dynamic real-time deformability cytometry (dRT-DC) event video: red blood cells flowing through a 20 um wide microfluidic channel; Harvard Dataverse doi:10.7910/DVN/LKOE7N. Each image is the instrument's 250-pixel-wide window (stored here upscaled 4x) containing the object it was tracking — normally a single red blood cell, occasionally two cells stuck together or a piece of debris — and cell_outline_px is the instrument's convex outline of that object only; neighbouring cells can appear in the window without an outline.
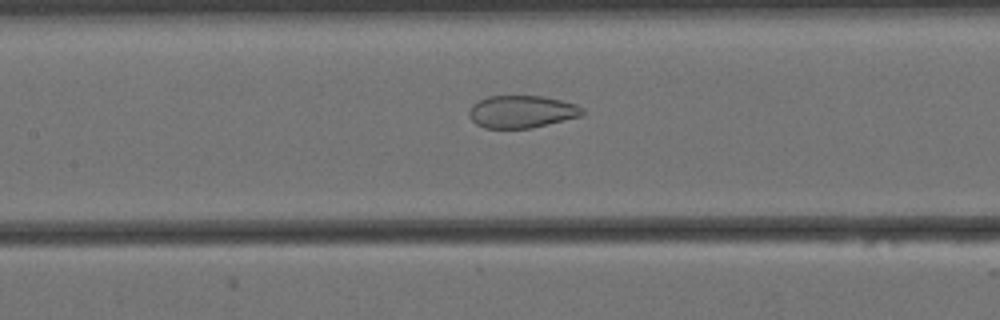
{"species": "Egyptian fruit bat (a non-hibernating species)", "species_latin": "Rousettus aegyptiacus", "temperature_condition": "cold", "stored_images_in_passage": 57, "camera_frame_rate_fps": 3000, "um_per_image_px": 0.085, "animal": {"sex": "female"}, "frame": {"image": 1, "passage_image": 25, "time_ms": 8.0, "image_size_px": [1000, 320], "cell_outline_px": [[584, 112], [580, 116], [532, 128], [484, 128], [476, 124], [472, 120], [468, 112], [472, 104], [488, 96], [544, 96], [576, 104], [584, 108]], "centroid_in_image_um": [44.34, 9.49], "position_along_channel_um": 163.1, "area_um2": 21.39}}
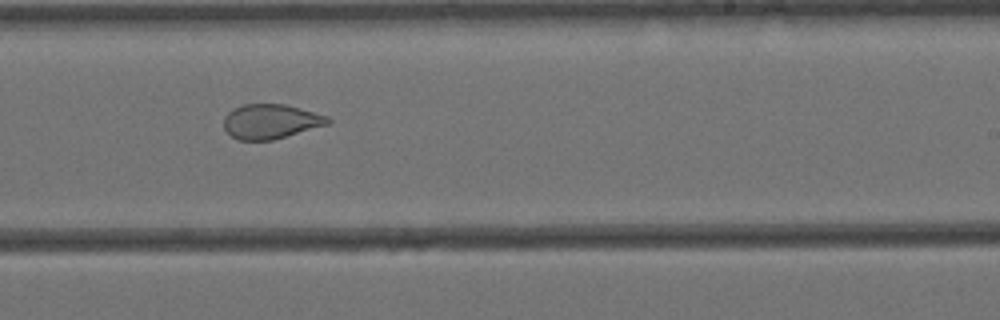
{"frame": {"image": 2, "passage_image": 34, "time_ms": 11.0, "image_size_px": [1000, 320], "cell_outline_px": [[332, 120], [328, 124], [272, 140], [240, 140], [232, 136], [224, 128], [224, 116], [232, 108], [244, 104], [284, 104], [300, 108], [328, 116]], "centroid_in_image_um": [22.99, 10.31], "position_along_channel_um": 266.0, "area_um2": 20.87}}
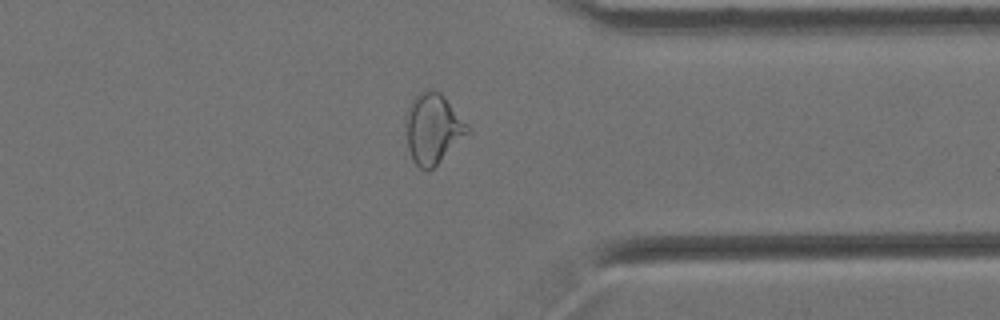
{"frame": {"image": 3, "passage_image": 44, "time_ms": 14.333, "image_size_px": [1000, 320], "cell_outline_px": [[468, 132], [428, 172], [420, 168], [412, 160], [408, 148], [404, 120], [404, 116], [412, 100], [424, 88], [432, 88], [440, 92], [444, 96], [468, 124]], "centroid_in_image_um": [36.74, 10.88], "position_along_channel_um": 374.7, "area_um2": 25.09}, "authors_computed_cell_mechanics": {"area_um2": 27.1082, "velocity_mm_per_s": 3.4597, "shape_relaxation_time_tau1_ms": null, "shape_relaxation_time_tau2_ms": 1.4691, "deformation_change_tau1": null, "deformation_change_tau2": 0.0715}}